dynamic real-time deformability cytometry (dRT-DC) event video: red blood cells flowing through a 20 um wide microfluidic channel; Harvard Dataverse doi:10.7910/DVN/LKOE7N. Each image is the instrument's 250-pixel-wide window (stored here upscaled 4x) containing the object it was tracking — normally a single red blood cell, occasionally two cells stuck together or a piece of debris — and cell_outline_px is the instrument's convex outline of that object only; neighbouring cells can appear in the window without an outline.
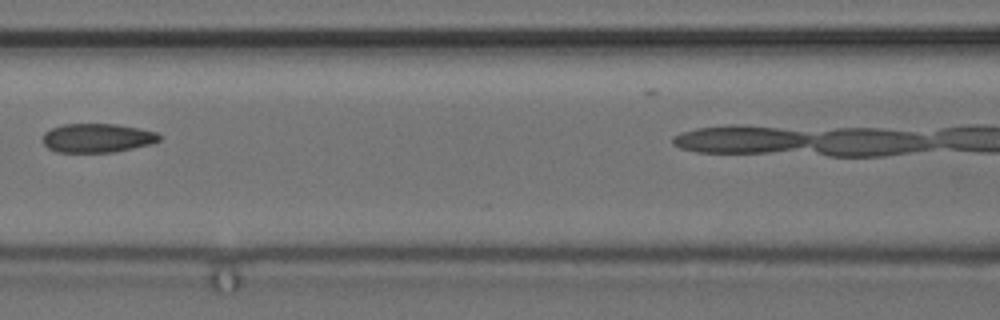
{"species": "common noctule bat (a hibernating species)", "species_latin": "Nyctalus noctula", "temperature_condition": "cold", "stored_images_in_passage": 4, "camera_frame_rate_fps": 3000, "um_per_image_px": 0.085, "animal": {"sex": "female", "body_mass_g": 24.6, "forearm_length_mm": 56.2}, "frame": {"image": 1, "passage_image": 4, "time_ms": 1.0, "image_size_px": [1000, 320], "cell_outline_px": [[160, 140], [152, 144], [112, 152], [56, 152], [48, 148], [44, 144], [44, 132], [52, 128], [64, 124], [116, 124], [140, 128], [156, 132], [160, 136]], "centroid_in_image_um": [8.28, 11.73], "position_along_channel_um": 158.3, "area_um2": 19.59}}